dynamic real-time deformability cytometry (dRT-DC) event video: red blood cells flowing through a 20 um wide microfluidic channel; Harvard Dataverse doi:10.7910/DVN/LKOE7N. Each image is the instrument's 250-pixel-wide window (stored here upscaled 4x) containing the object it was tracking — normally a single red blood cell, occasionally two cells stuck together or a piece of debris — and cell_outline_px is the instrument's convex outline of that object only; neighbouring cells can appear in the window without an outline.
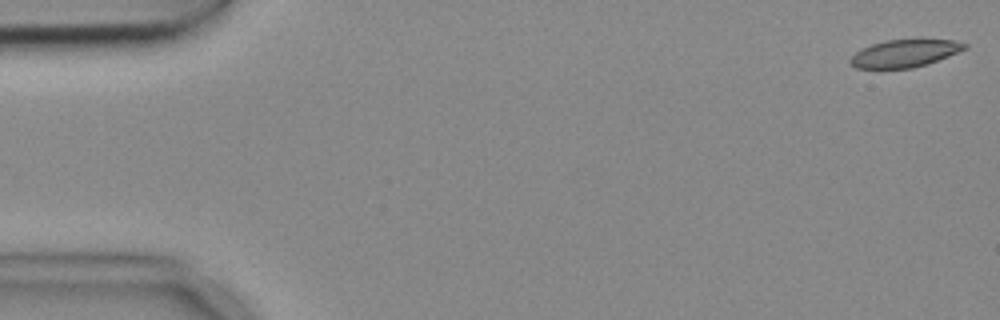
{"species": "common noctule bat (a hibernating species)", "species_latin": "Nyctalus noctula", "temperature_condition": "cold", "stored_images_in_passage": 54, "camera_frame_rate_fps": 3000, "um_per_image_px": 0.085, "animal": {"sex": "female", "body_mass_g": 18.4}, "frame": {"image": 1, "passage_image": 1, "time_ms": 0.0, "image_size_px": [1000, 320], "cell_outline_px": [[968, 48], [928, 64], [912, 68], [856, 68], [848, 60], [860, 48], [872, 44], [888, 40], [952, 40], [968, 44]], "centroid_in_image_um": [76.89, 4.54], "position_along_channel_um": 8.1, "area_um2": 18.15}}
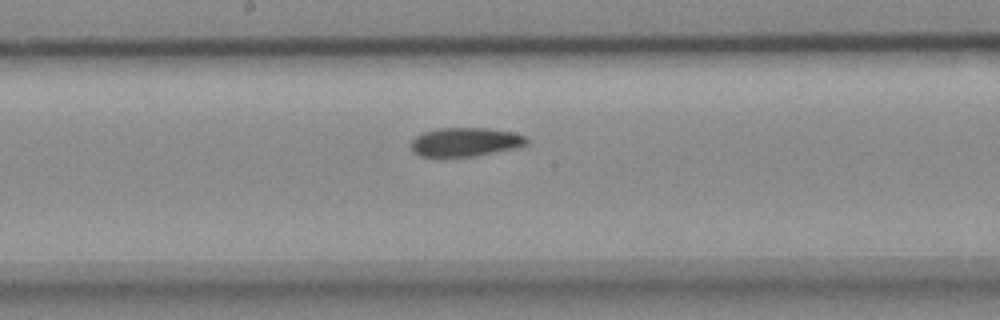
{"frame": {"image": 2, "passage_image": 28, "time_ms": 9.0, "image_size_px": [1000, 320], "cell_outline_px": [[532, 140], [524, 148], [476, 156], [436, 160], [420, 156], [412, 152], [412, 140], [416, 136], [424, 132], [436, 128], [488, 128], [512, 132], [528, 136]], "centroid_in_image_um": [39.61, 12.12], "position_along_channel_um": 208.6, "area_um2": 20.75}}
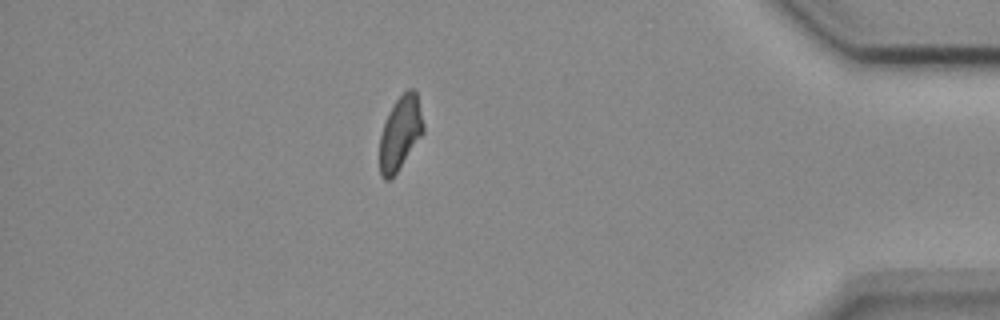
{"frame": {"image": 3, "passage_image": 47, "time_ms": 15.333, "image_size_px": [1000, 320], "cell_outline_px": [[424, 132], [396, 172], [388, 180], [384, 180], [380, 176], [380, 136], [388, 112], [396, 100], [408, 88], [412, 88], [416, 92], [424, 124]], "centroid_in_image_um": [34.02, 11.29], "position_along_channel_um": 401.2, "area_um2": 18.44}}